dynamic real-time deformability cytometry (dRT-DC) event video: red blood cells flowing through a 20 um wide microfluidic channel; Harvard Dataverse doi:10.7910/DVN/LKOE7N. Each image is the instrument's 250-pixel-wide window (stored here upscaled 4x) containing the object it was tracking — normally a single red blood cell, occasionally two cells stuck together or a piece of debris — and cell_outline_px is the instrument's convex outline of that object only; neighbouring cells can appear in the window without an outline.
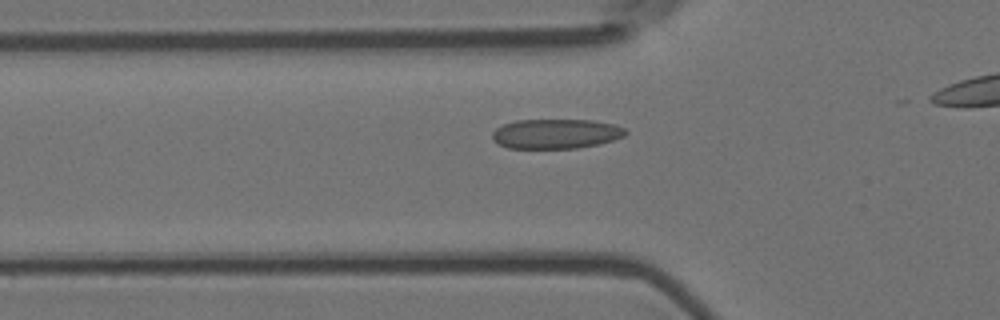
{"species": "Egyptian fruit bat (a non-hibernating species)", "species_latin": "Rousettus aegyptiacus", "temperature_condition": "room temperature", "stored_images_in_passage": 19, "camera_frame_rate_fps": 3000, "um_per_image_px": 0.085, "animal": {"sex": "female"}, "frame": {"image": 1, "passage_image": 13, "time_ms": 4.0, "image_size_px": [1000, 320], "cell_outline_px": [[628, 132], [624, 136], [600, 144], [576, 148], [508, 148], [492, 140], [492, 132], [496, 128], [504, 124], [516, 120], [592, 120], [612, 124], [624, 128]], "centroid_in_image_um": [47.24, 11.37], "position_along_channel_um": 78.6, "area_um2": 23.0}}
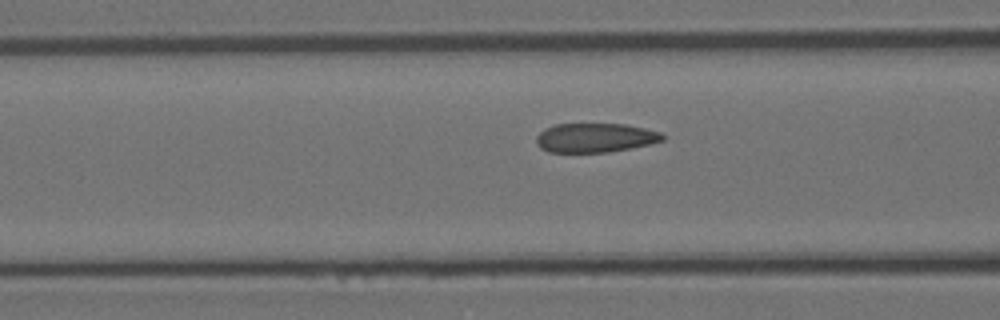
{"frame": {"image": 2, "passage_image": 16, "time_ms": 5.0, "image_size_px": [1000, 320], "cell_outline_px": [[664, 140], [652, 144], [632, 148], [608, 152], [548, 152], [540, 148], [536, 144], [536, 136], [544, 128], [556, 124], [624, 124], [644, 128], [660, 132], [664, 136]], "centroid_in_image_um": [50.58, 11.71], "position_along_channel_um": 116.0, "area_um2": 21.62}}